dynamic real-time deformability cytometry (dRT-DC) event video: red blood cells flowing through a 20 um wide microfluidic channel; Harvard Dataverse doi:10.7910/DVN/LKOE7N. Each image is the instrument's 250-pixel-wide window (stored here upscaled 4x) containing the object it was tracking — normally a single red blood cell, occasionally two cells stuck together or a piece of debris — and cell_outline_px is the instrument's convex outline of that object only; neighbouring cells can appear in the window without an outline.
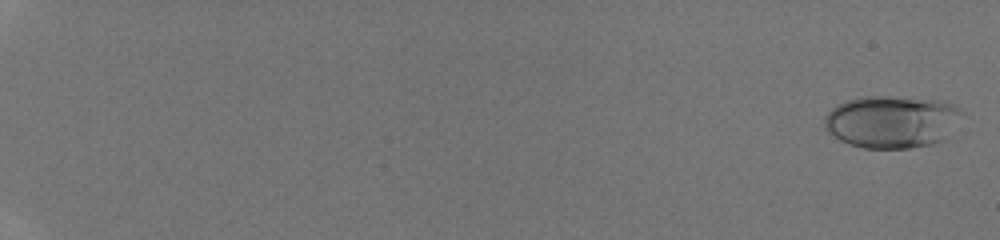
{"species": "human", "species_latin": "Homo sapiens", "temperature_condition": "room temperature", "stored_images_in_passage": 48, "camera_frame_rate_fps": 3000, "um_per_image_px": 0.085, "donor": {"sex": "male"}, "frame": {"image": 1, "passage_image": 1, "time_ms": 0.0, "image_size_px": [1000, 240], "cell_outline_px": [[964, 112], [940, 140], [932, 144], [908, 148], [864, 148], [848, 144], [840, 140], [828, 132], [824, 124], [824, 116], [832, 108], [844, 100], [860, 96], [888, 96], [940, 100], [952, 104], [960, 108]], "centroid_in_image_um": [75.73, 10.32], "position_along_channel_um": 9.3, "area_um2": 41.79}}
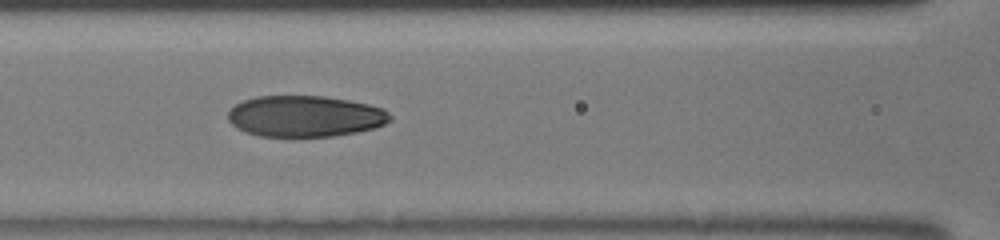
{"frame": {"image": 2, "passage_image": 25, "time_ms": 8.0, "image_size_px": [1000, 240], "cell_outline_px": [[392, 120], [376, 128], [356, 132], [332, 136], [260, 136], [244, 132], [236, 128], [228, 120], [228, 112], [236, 104], [244, 100], [256, 96], [324, 96], [348, 100], [368, 104], [384, 108], [392, 116]], "centroid_in_image_um": [25.94, 9.88], "position_along_channel_um": 140.7, "area_um2": 39.02}}
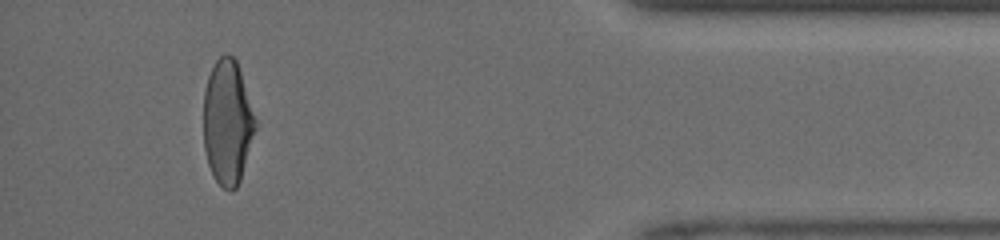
{"frame": {"image": 3, "passage_image": 45, "time_ms": 14.667, "image_size_px": [1000, 240], "cell_outline_px": [[256, 128], [240, 180], [236, 188], [232, 192], [228, 192], [216, 180], [208, 164], [204, 148], [204, 92], [208, 76], [216, 60], [224, 52], [232, 56], [236, 60], [256, 120]], "centroid_in_image_um": [19.33, 10.4], "position_along_channel_um": 415.9, "area_um2": 37.34}}